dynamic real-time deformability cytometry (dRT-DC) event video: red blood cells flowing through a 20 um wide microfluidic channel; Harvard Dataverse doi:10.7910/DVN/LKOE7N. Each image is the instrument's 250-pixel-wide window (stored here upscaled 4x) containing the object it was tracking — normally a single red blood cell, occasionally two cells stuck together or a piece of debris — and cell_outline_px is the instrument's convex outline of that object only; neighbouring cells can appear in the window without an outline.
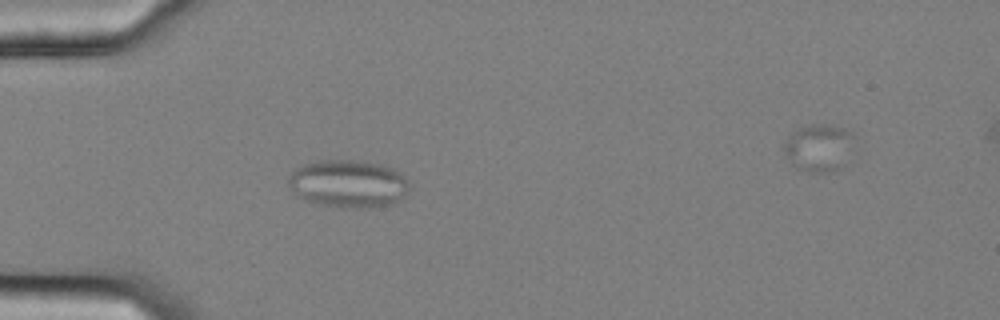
{"species": "common noctule bat (a hibernating species)", "species_latin": "Nyctalus noctula", "temperature_condition": "cold", "stored_images_in_passage": 40, "camera_frame_rate_fps": 3000, "um_per_image_px": 0.085, "animal": {"sex": "female", "body_mass_g": 25.1}, "frame": {"image": 1, "passage_image": 1, "time_ms": 0.0, "image_size_px": [1000, 320], "cell_outline_px": [[408, 188], [404, 196], [392, 204], [368, 208], [340, 208], [304, 200], [296, 196], [292, 192], [288, 184], [288, 176], [296, 168], [304, 164], [320, 160], [352, 160], [380, 164], [392, 168], [400, 172], [408, 180]], "centroid_in_image_um": [29.57, 15.62], "position_along_channel_um": 55.4, "area_um2": 33.81}}
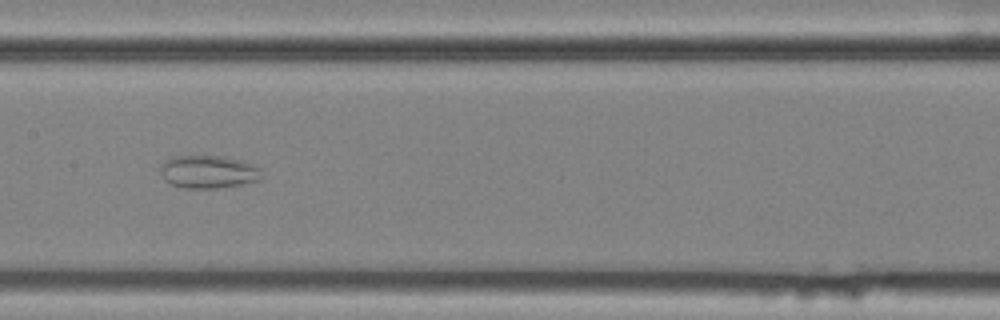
{"frame": {"image": 2, "passage_image": 13, "time_ms": 4.0, "image_size_px": [1000, 320], "cell_outline_px": [[260, 180], [240, 184], [216, 188], [184, 188], [172, 184], [164, 180], [160, 172], [160, 164], [172, 156], [220, 156], [240, 160], [260, 168]], "centroid_in_image_um": [17.65, 14.6], "position_along_channel_um": 189.7, "area_um2": 19.25}}
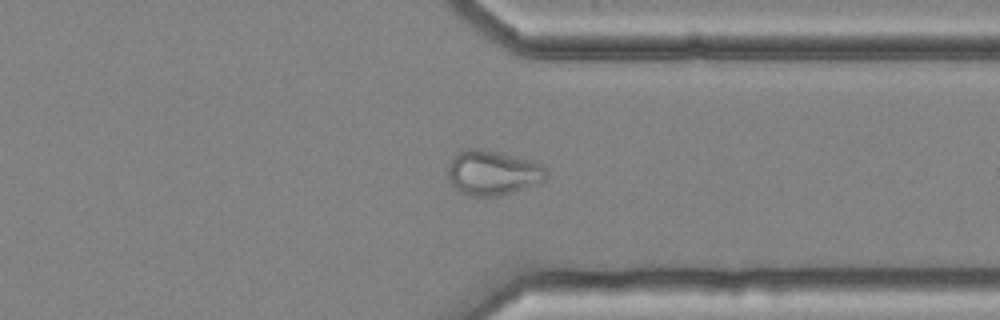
{"frame": {"image": 3, "passage_image": 28, "time_ms": 9.0, "image_size_px": [1000, 320], "cell_outline_px": [[548, 176], [540, 184], [512, 192], [496, 196], [468, 196], [460, 192], [448, 180], [448, 164], [464, 148], [476, 148], [496, 152], [528, 160], [540, 164], [548, 172]], "centroid_in_image_um": [41.88, 14.71], "position_along_channel_um": 369.5, "area_um2": 25.49}}